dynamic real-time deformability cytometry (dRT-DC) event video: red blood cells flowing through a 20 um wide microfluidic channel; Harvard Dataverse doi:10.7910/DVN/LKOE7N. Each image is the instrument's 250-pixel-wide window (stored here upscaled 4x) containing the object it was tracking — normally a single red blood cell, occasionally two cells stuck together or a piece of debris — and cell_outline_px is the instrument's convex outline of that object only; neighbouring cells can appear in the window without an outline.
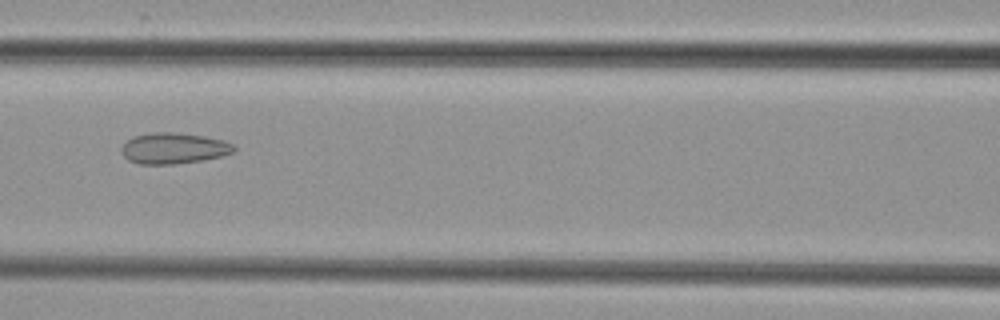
{"species": "common noctule bat (a hibernating species)", "species_latin": "Nyctalus noctula", "temperature_condition": "cold", "stored_images_in_passage": 6, "camera_frame_rate_fps": 3000, "um_per_image_px": 0.085, "animal": {"sex": "female", "body_mass_g": 29.2, "forearm_length_mm": 56.3}, "frame": {"image": 1, "passage_image": 6, "time_ms": 6.0, "image_size_px": [1000, 320], "cell_outline_px": [[236, 148], [232, 152], [220, 156], [200, 160], [176, 164], [140, 164], [128, 160], [120, 152], [120, 148], [132, 136], [152, 132], [176, 132], [204, 136], [224, 140], [232, 144]], "centroid_in_image_um": [14.72, 12.59], "position_along_channel_um": 151.9, "area_um2": 20.29}}